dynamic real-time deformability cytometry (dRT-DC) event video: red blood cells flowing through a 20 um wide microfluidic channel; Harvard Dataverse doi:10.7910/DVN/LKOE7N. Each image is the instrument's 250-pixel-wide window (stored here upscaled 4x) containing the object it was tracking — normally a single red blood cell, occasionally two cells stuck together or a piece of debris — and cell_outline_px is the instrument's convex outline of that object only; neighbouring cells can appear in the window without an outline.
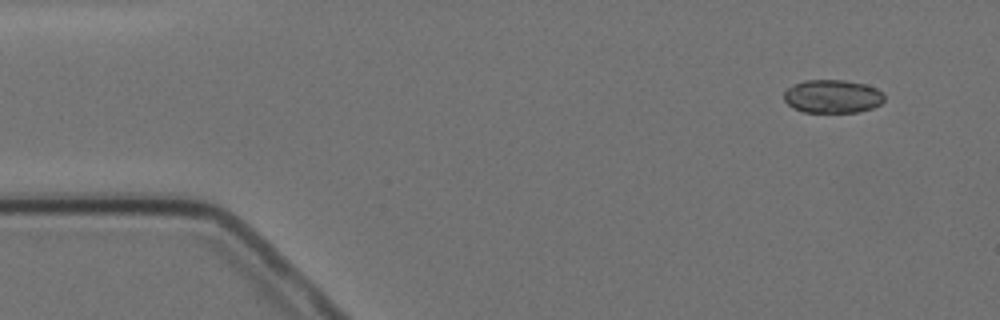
{"species": "Egyptian fruit bat (a non-hibernating species)", "species_latin": "Rousettus aegyptiacus", "temperature_condition": "cold", "stored_images_in_passage": 4, "camera_frame_rate_fps": 3000, "um_per_image_px": 0.085, "animal": {"sex": "female"}, "frame": {"image": 1, "passage_image": 1, "time_ms": 0.0, "image_size_px": [1000, 320], "cell_outline_px": [[884, 100], [880, 104], [872, 108], [856, 112], [804, 112], [792, 108], [784, 100], [784, 92], [788, 88], [804, 80], [844, 80], [864, 84], [876, 88], [884, 92]], "centroid_in_image_um": [70.77, 8.19], "position_along_channel_um": 14.2, "area_um2": 19.48}}
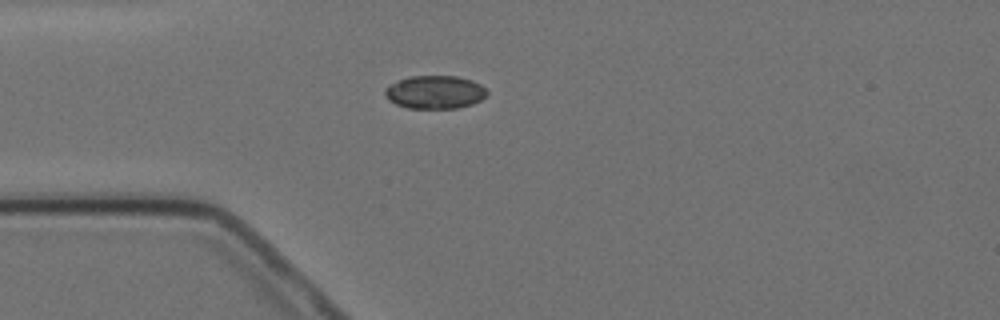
{"frame": {"image": 2, "passage_image": 4, "time_ms": 3.333, "image_size_px": [1000, 320], "cell_outline_px": [[488, 92], [480, 100], [472, 104], [456, 108], [408, 108], [396, 104], [388, 100], [384, 92], [384, 88], [388, 84], [412, 76], [456, 76], [472, 80], [480, 84]], "centroid_in_image_um": [36.94, 7.83], "position_along_channel_um": 48.1, "area_um2": 19.65}}